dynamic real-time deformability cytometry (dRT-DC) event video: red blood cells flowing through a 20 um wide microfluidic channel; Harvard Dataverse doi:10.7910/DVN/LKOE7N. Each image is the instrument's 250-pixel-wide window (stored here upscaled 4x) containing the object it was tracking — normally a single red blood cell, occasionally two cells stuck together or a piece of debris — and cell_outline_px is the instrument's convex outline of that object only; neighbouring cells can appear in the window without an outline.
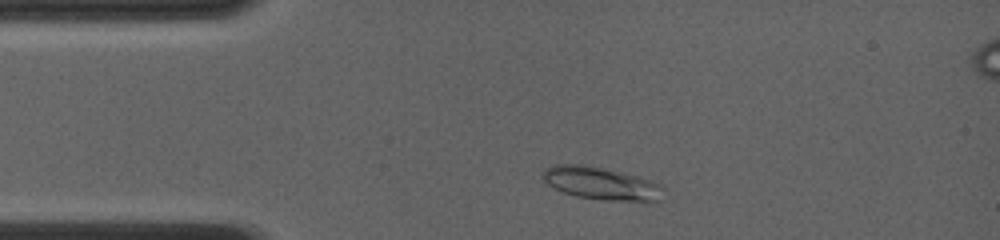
{"species": "common noctule bat (a hibernating species)", "species_latin": "Nyctalus noctula", "temperature_condition": "room temperature", "stored_images_in_passage": 48, "camera_frame_rate_fps": 4000, "um_per_image_px": 0.085, "animal": {"sex": "female", "body_mass_g": 19.0, "forearm_length_mm": 56.7}, "frame": {"image": 1, "passage_image": 5, "time_ms": 1.0, "image_size_px": [1000, 240], "cell_outline_px": [[664, 188], [660, 200], [604, 200], [576, 196], [564, 192], [548, 184], [544, 180], [540, 172], [544, 168], [552, 164], [584, 164], [624, 172], [652, 180], [660, 184]], "centroid_in_image_um": [51.06, 15.55], "position_along_channel_um": 33.9, "area_um2": 23.0}}
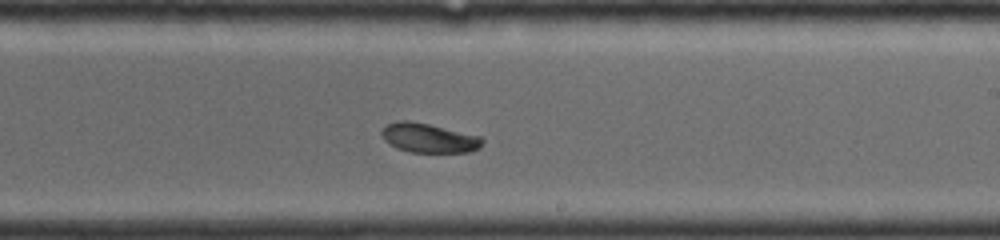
{"frame": {"image": 2, "passage_image": 29, "time_ms": 7.0, "image_size_px": [1000, 240], "cell_outline_px": [[484, 140], [480, 148], [472, 152], [408, 152], [396, 148], [388, 144], [384, 140], [380, 132], [388, 124], [396, 120], [408, 120], [428, 124], [480, 136]], "centroid_in_image_um": [36.43, 11.74], "position_along_channel_um": 252.6, "area_um2": 17.28}}
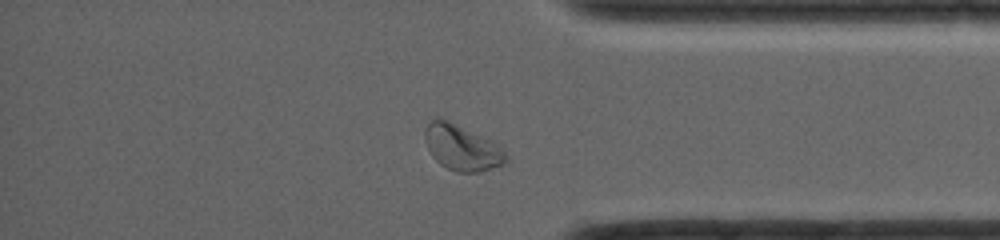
{"frame": {"image": 3, "passage_image": 43, "time_ms": 10.5, "image_size_px": [1000, 240], "cell_outline_px": [[508, 160], [504, 164], [480, 172], [456, 172], [440, 164], [432, 156], [424, 140], [424, 132], [428, 124], [432, 120], [440, 116], [496, 144], [508, 156]], "centroid_in_image_um": [39.23, 12.56], "position_along_channel_um": 396.0, "area_um2": 21.21}, "authors_computed_cell_mechanics": {"area_um2": 17.9758, "velocity_mm_per_s": 4.1597, "shape_relaxation_time_tau1_ms": 6.0261, "shape_relaxation_time_tau2_ms": 6.3549, "deformation_change_tau1": 0.1291, "deformation_change_tau2": 0.0997}}